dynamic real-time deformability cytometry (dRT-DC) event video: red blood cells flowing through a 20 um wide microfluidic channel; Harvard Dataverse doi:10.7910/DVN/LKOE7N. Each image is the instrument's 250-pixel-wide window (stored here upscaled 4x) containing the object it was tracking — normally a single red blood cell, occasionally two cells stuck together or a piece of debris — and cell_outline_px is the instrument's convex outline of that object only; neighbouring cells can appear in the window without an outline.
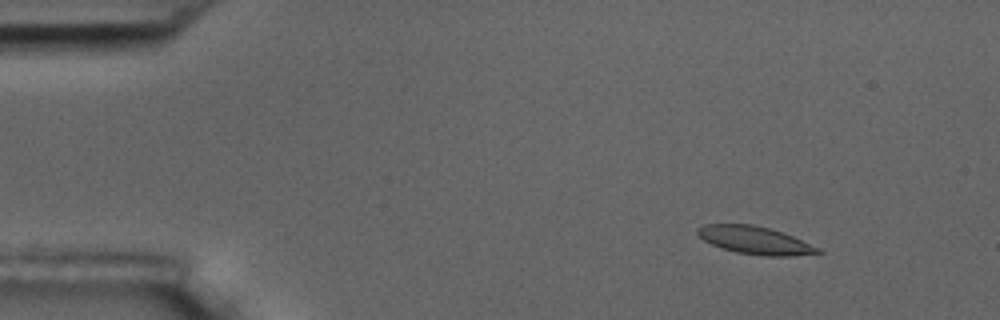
{"species": "common noctule bat (a hibernating species)", "species_latin": "Nyctalus noctula", "temperature_condition": "room temperature", "stored_images_in_passage": 6, "segment_of_instrument_passage": [1, 2], "camera_frame_rate_fps": 3000, "um_per_image_px": 0.085, "animal": {"sex": "male", "body_mass_g": 17.5, "forearm_length_mm": 52.3}, "frame": {"image": 1, "passage_image": 2, "time_ms": 2.0, "image_size_px": [1000, 320], "cell_outline_px": [[824, 252], [792, 256], [764, 256], [736, 252], [720, 248], [704, 240], [696, 232], [696, 228], [704, 224], [752, 224], [768, 228], [792, 236], [820, 248]], "centroid_in_image_um": [64.15, 20.43], "position_along_channel_um": 20.8, "area_um2": 19.36}}